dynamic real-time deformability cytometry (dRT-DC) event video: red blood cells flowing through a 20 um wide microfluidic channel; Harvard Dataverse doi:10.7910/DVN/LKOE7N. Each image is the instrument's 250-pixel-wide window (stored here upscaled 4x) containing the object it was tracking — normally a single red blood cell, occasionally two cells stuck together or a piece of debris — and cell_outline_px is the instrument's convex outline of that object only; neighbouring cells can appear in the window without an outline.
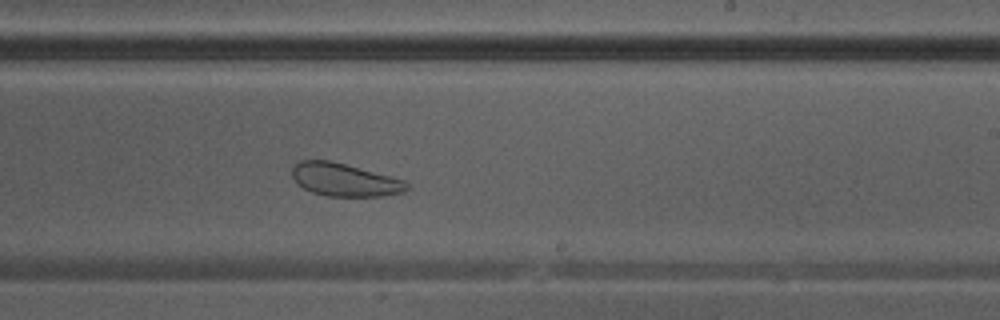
{"species": "Egyptian fruit bat (a non-hibernating species)", "species_latin": "Rousettus aegyptiacus", "temperature_condition": "warm", "stored_images_in_passage": 38, "camera_frame_rate_fps": 3000, "um_per_image_px": 0.085, "animal": {"sex": "male"}, "frame": {"image": 1, "passage_image": 22, "time_ms": 7.0, "image_size_px": [1000, 320], "cell_outline_px": [[408, 188], [404, 192], [384, 196], [328, 196], [312, 192], [296, 184], [292, 176], [292, 164], [300, 160], [328, 160], [408, 180]], "centroid_in_image_um": [29.29, 15.28], "position_along_channel_um": 259.7, "area_um2": 22.2}}
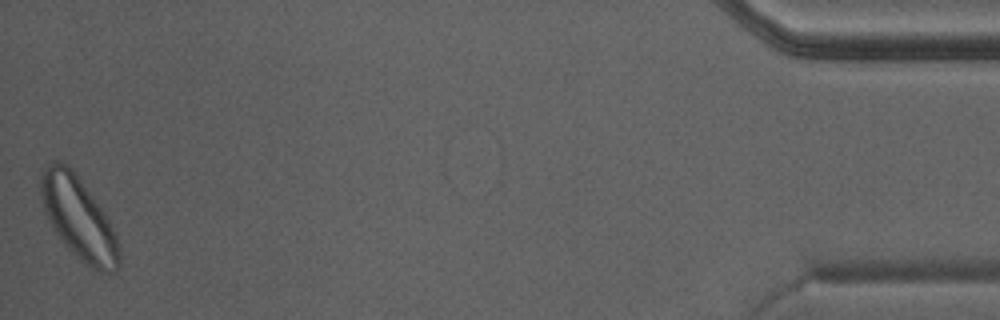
{"frame": {"image": 2, "passage_image": 38, "time_ms": 12.333, "image_size_px": [1000, 320], "cell_outline_px": [[120, 268], [116, 272], [100, 272], [84, 264], [64, 244], [48, 220], [44, 212], [40, 192], [40, 180], [44, 168], [48, 164], [56, 160], [64, 160], [72, 168], [100, 208], [108, 220], [116, 236], [120, 252]], "centroid_in_image_um": [6.67, 18.55], "position_along_channel_um": 428.5, "area_um2": 37.28}}